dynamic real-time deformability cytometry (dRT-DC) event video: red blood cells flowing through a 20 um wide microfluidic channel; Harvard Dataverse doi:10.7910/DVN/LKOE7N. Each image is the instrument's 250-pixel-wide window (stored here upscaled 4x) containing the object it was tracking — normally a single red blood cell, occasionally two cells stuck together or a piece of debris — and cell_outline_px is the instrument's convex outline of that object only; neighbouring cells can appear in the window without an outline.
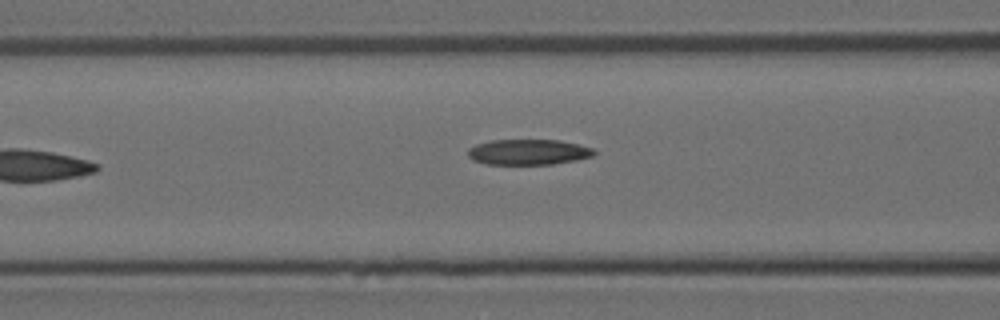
{"species": "Egyptian fruit bat (a non-hibernating species)", "species_latin": "Rousettus aegyptiacus", "temperature_condition": "room temperature", "stored_images_in_passage": 6, "camera_frame_rate_fps": 3000, "um_per_image_px": 0.085, "animal": {"sex": "female"}, "frame": {"image": 1, "passage_image": 6, "time_ms": 1.667, "image_size_px": [1000, 320], "cell_outline_px": [[596, 152], [592, 156], [576, 160], [552, 164], [488, 164], [472, 160], [468, 156], [468, 148], [476, 144], [492, 140], [560, 140], [592, 148]], "centroid_in_image_um": [44.88, 12.92], "position_along_channel_um": 121.7, "area_um2": 18.67}}